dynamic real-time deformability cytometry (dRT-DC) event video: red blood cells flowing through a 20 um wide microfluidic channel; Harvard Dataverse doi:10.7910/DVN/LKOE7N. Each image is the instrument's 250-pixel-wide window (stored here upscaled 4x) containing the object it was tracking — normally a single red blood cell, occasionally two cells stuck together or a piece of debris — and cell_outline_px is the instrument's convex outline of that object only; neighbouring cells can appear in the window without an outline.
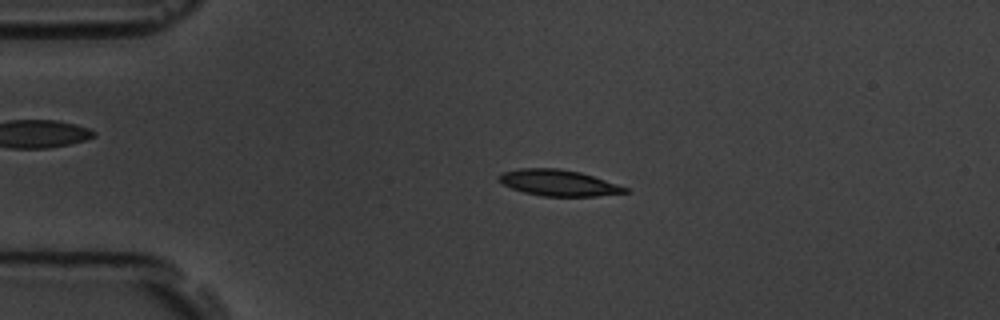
{"species": "common noctule bat (a hibernating species)", "species_latin": "Nyctalus noctula", "temperature_condition": "room temperature", "stored_images_in_passage": 5, "camera_frame_rate_fps": 3000, "um_per_image_px": 0.085, "animal": {"sex": "male", "body_mass_g": 19.5, "forearm_length_mm": 54.6}, "frame": {"image": 1, "passage_image": 3, "time_ms": 3.333, "image_size_px": [1000, 320], "cell_outline_px": [[632, 192], [596, 196], [544, 196], [524, 192], [512, 188], [504, 184], [496, 176], [504, 172], [520, 168], [560, 168], [580, 172], [628, 188]], "centroid_in_image_um": [47.49, 15.54], "position_along_channel_um": 37.5, "area_um2": 19.02}}
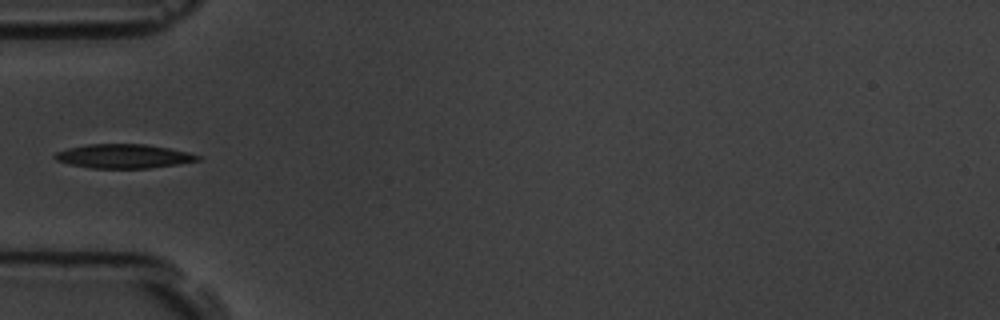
{"frame": {"image": 2, "passage_image": 5, "time_ms": 5.333, "image_size_px": [1000, 320], "cell_outline_px": [[200, 160], [180, 164], [148, 168], [92, 168], [68, 164], [56, 160], [52, 156], [56, 152], [68, 148], [88, 144], [144, 144], [168, 148], [188, 152], [200, 156]], "centroid_in_image_um": [10.49, 13.28], "position_along_channel_um": 74.5, "area_um2": 20.0}}